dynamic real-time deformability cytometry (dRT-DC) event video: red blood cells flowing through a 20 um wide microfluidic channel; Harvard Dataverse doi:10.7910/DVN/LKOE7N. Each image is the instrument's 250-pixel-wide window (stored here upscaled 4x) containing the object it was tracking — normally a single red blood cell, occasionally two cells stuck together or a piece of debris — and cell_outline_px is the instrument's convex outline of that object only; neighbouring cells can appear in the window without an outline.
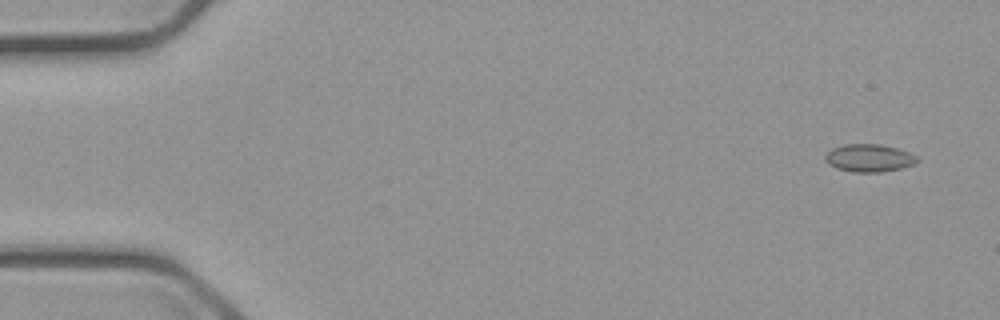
{"species": "common noctule bat (a hibernating species)", "species_latin": "Nyctalus noctula", "temperature_condition": "cold", "stored_images_in_passage": 4, "camera_frame_rate_fps": 3000, "um_per_image_px": 0.085, "animal": {"sex": "male", "body_mass_g": 23.1, "forearm_length_mm": 52.7}, "frame": {"image": 1, "passage_image": 1, "time_ms": 0.0, "image_size_px": [1000, 320], "cell_outline_px": [[920, 160], [916, 164], [900, 168], [880, 172], [852, 172], [836, 168], [828, 164], [824, 160], [824, 156], [832, 148], [844, 144], [880, 144], [896, 148], [908, 152], [916, 156]], "centroid_in_image_um": [73.86, 13.43], "position_along_channel_um": 11.1, "area_um2": 14.91}}